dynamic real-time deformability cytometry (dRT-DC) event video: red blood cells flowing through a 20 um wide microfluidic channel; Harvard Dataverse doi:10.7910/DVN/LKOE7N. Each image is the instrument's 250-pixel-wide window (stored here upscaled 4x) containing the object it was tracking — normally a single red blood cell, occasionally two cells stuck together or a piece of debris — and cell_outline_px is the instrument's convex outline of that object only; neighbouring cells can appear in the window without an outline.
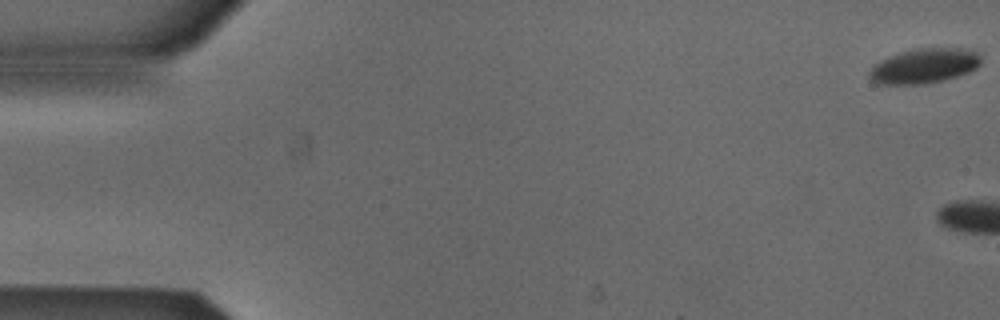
{"species": "Egyptian fruit bat (a non-hibernating species)", "species_latin": "Rousettus aegyptiacus", "temperature_condition": "cold", "stored_images_in_passage": 4, "camera_frame_rate_fps": 3000, "um_per_image_px": 0.085, "animal": {"sex": "male"}, "frame": {"image": 1, "passage_image": 1, "time_ms": 0.0, "image_size_px": [1000, 320], "cell_outline_px": [[980, 64], [976, 68], [968, 72], [944, 80], [924, 84], [876, 84], [868, 76], [868, 72], [872, 64], [888, 56], [900, 52], [916, 48], [960, 48], [980, 52]], "centroid_in_image_um": [78.52, 5.6], "position_along_channel_um": 6.5, "area_um2": 22.89}}